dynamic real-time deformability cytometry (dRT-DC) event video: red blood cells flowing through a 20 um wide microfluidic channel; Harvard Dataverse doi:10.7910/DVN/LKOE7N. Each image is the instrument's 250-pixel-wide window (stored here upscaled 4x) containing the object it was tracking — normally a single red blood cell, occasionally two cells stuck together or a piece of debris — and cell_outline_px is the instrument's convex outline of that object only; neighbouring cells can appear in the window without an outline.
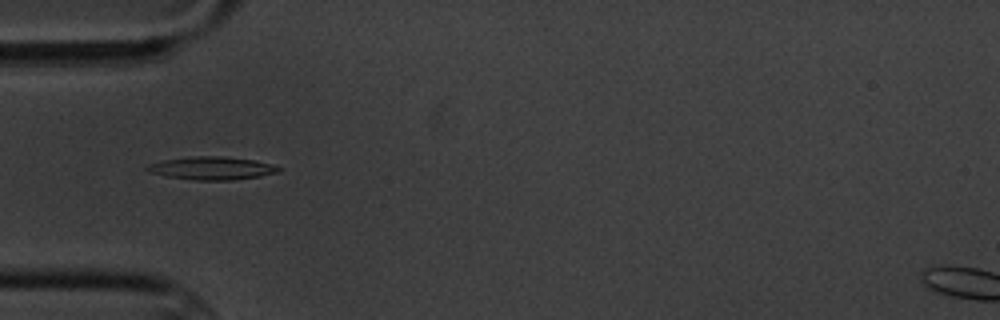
{"species": "common noctule bat (a hibernating species)", "species_latin": "Nyctalus noctula", "temperature_condition": "cold", "stored_images_in_passage": 4, "camera_frame_rate_fps": 3000, "um_per_image_px": 0.085, "animal": {"sex": "male", "body_mass_g": 20.1, "forearm_length_mm": 53.5}, "frame": {"image": 1, "passage_image": 2, "time_ms": 1.333, "image_size_px": [1000, 320], "cell_outline_px": [[280, 172], [260, 176], [232, 180], [196, 180], [164, 176], [148, 172], [144, 168], [148, 164], [164, 160], [192, 156], [224, 156], [256, 160], [272, 164], [280, 168]], "centroid_in_image_um": [17.99, 14.29], "position_along_channel_um": 67.0, "area_um2": 17.74}}
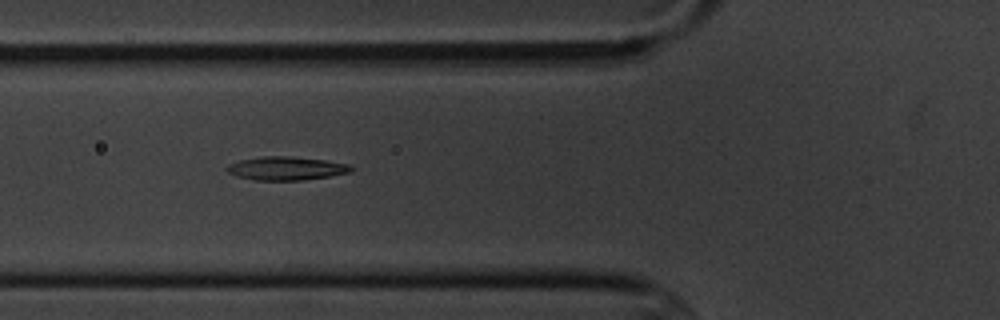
{"frame": {"image": 2, "passage_image": 3, "time_ms": 2.333, "image_size_px": [1000, 320], "cell_outline_px": [[356, 168], [348, 172], [328, 176], [304, 180], [252, 180], [236, 176], [228, 172], [224, 168], [228, 164], [240, 160], [260, 156], [288, 156], [324, 160], [352, 164]], "centroid_in_image_um": [24.31, 14.31], "position_along_channel_um": 101.5, "area_um2": 17.11}}
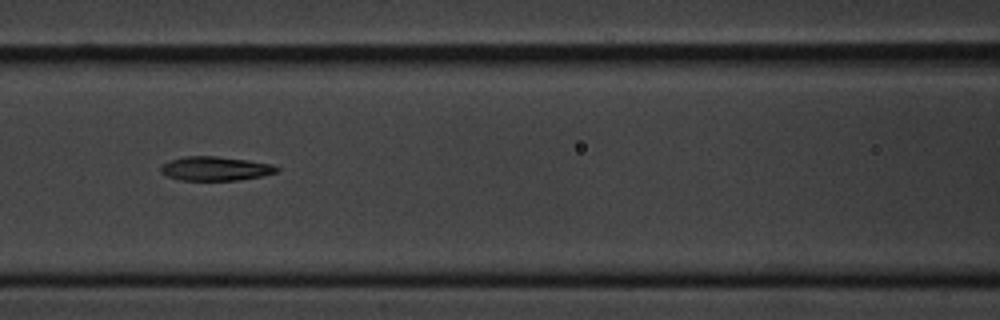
{"frame": {"image": 3, "passage_image": 4, "time_ms": 3.667, "image_size_px": [1000, 320], "cell_outline_px": [[280, 168], [276, 172], [260, 176], [236, 180], [180, 180], [168, 176], [160, 172], [160, 164], [184, 156], [216, 156], [248, 160], [272, 164]], "centroid_in_image_um": [18.27, 14.32], "position_along_channel_um": 148.3, "area_um2": 16.18}}